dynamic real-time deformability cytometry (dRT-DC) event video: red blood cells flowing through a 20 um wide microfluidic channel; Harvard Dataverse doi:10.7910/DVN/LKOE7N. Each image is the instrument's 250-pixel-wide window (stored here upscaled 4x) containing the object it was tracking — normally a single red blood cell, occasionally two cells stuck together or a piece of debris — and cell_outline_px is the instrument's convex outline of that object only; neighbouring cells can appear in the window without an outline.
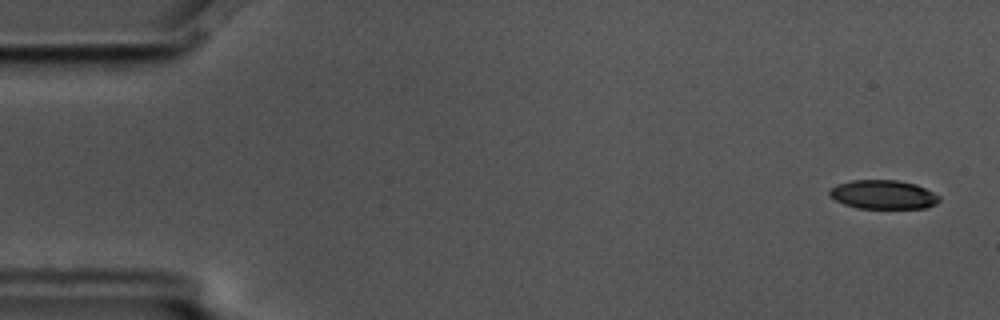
{"species": "common noctule bat (a hibernating species)", "species_latin": "Nyctalus noctula", "temperature_condition": "cold", "stored_images_in_passage": 5, "segment_of_instrument_passage": [2, 2], "camera_frame_rate_fps": 3000, "um_per_image_px": 0.085, "animal": {"sex": "male", "body_mass_g": 17.5, "forearm_length_mm": 52.3}, "frame": {"image": 1, "passage_image": 5, "time_ms": 1.333, "image_size_px": [1000, 320], "cell_outline_px": [[940, 200], [936, 204], [924, 208], [856, 208], [844, 204], [836, 200], [828, 192], [836, 184], [852, 180], [896, 180], [916, 184], [940, 196]], "centroid_in_image_um": [75.08, 16.54], "position_along_channel_um": 9.9, "area_um2": 18.38}}